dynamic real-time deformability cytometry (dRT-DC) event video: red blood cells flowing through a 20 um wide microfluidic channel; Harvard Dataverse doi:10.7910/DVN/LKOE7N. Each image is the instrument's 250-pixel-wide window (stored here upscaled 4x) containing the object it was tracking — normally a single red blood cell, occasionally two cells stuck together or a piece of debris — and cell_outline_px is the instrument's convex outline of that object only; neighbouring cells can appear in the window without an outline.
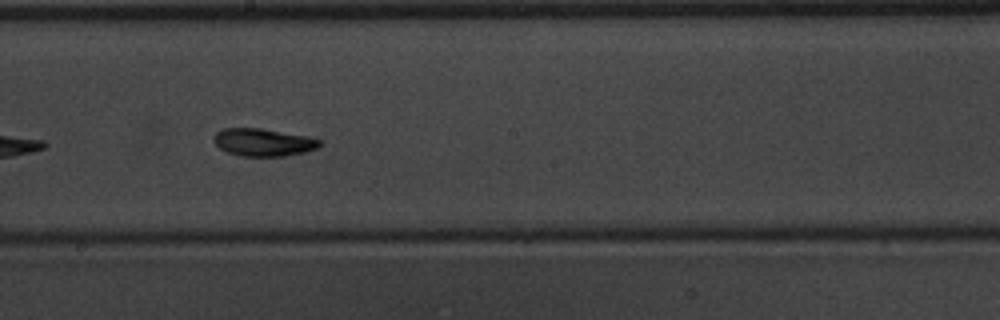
{"species": "common noctule bat (a hibernating species)", "species_latin": "Nyctalus noctula", "temperature_condition": "warm", "stored_images_in_passage": 32, "camera_frame_rate_fps": 3000, "um_per_image_px": 0.085, "animal": {"sex": "male", "body_mass_g": 20.1, "forearm_length_mm": 53.5}, "frame": {"image": 1, "passage_image": 14, "time_ms": 4.333, "image_size_px": [1000, 320], "cell_outline_px": [[320, 144], [316, 148], [304, 152], [284, 156], [240, 156], [228, 152], [220, 148], [216, 144], [216, 132], [224, 128], [260, 128], [308, 136], [320, 140]], "centroid_in_image_um": [22.39, 12.09], "position_along_channel_um": 225.8, "area_um2": 16.76}, "authors_computed_cell_mechanics": {"area_um2": 16.2996, "velocity_mm_per_s": 3.9986, "shape_relaxation_time_tau1_ms": 3.2896, "shape_relaxation_time_tau2_ms": 2.6389, "deformation_change_tau1": 0.1468, "deformation_change_tau2": 0.0877}}